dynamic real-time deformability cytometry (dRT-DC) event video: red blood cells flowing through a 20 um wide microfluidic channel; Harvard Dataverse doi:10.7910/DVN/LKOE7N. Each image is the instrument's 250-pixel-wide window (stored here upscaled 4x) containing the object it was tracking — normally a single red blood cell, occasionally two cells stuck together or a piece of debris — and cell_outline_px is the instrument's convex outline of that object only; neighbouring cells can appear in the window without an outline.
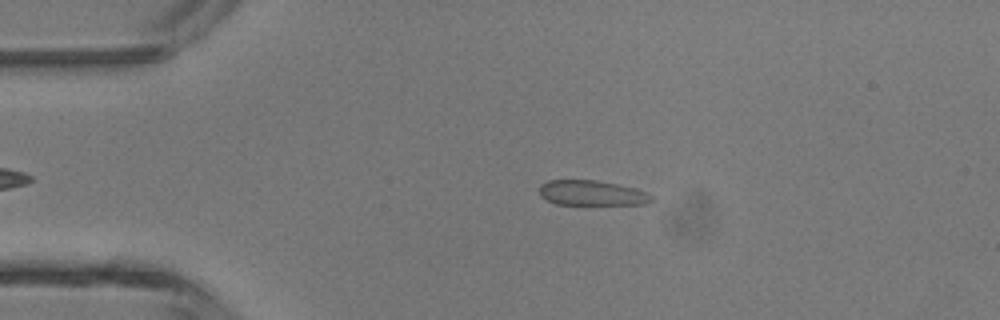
{"species": "common noctule bat (a hibernating species)", "species_latin": "Nyctalus noctula", "temperature_condition": "room temperature", "stored_images_in_passage": 38, "camera_frame_rate_fps": 3000, "um_per_image_px": 0.085, "animal": {"sex": "male", "body_mass_g": 13.3}, "frame": {"image": 1, "passage_image": 7, "time_ms": 2.0, "image_size_px": [1000, 320], "cell_outline_px": [[652, 200], [644, 204], [556, 204], [540, 196], [540, 184], [548, 180], [596, 180], [636, 188], [648, 192], [652, 196]], "centroid_in_image_um": [50.3, 16.4], "position_along_channel_um": 34.7, "area_um2": 16.3}}
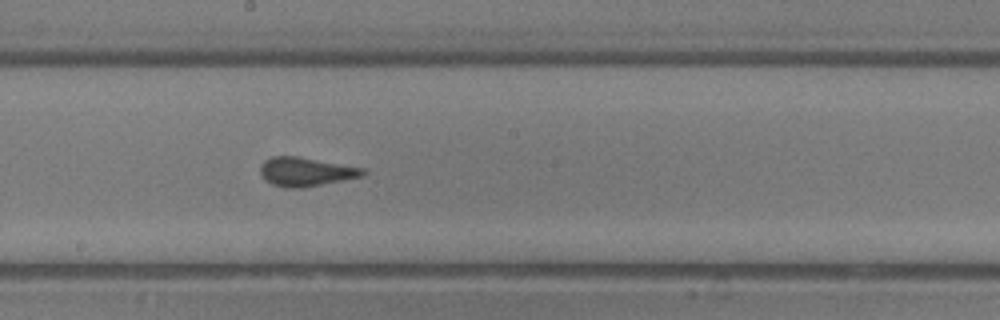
{"frame": {"image": 2, "passage_image": 22, "time_ms": 7.0, "image_size_px": [1000, 320], "cell_outline_px": [[368, 172], [364, 176], [344, 180], [300, 188], [284, 188], [272, 184], [264, 180], [260, 172], [260, 164], [264, 160], [272, 156], [296, 156], [364, 168]], "centroid_in_image_um": [25.98, 14.6], "position_along_channel_um": 222.2, "area_um2": 17.34}}
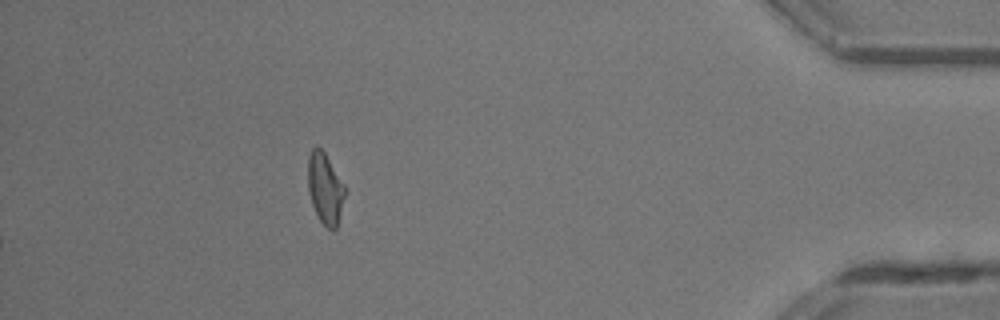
{"frame": {"image": 3, "passage_image": 38, "time_ms": 12.333, "image_size_px": [1000, 320], "cell_outline_px": [[344, 196], [336, 228], [332, 232], [320, 220], [312, 204], [308, 192], [308, 156], [312, 148], [316, 144], [324, 152], [344, 184]], "centroid_in_image_um": [27.6, 15.98], "position_along_channel_um": 407.6, "area_um2": 15.03}}